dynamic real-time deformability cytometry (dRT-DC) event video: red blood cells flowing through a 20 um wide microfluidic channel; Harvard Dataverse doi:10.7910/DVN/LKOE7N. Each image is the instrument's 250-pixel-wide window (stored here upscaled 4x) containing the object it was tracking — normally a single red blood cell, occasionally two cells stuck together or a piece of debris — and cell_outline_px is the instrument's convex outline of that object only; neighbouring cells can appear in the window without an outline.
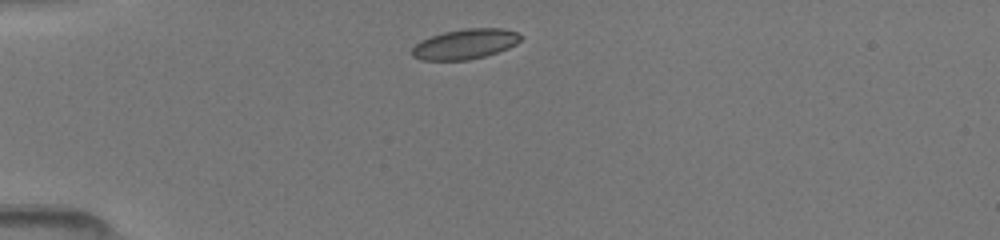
{"species": "common noctule bat (a hibernating species)", "species_latin": "Nyctalus noctula", "temperature_condition": "room temperature", "stored_images_in_passage": 28, "camera_frame_rate_fps": 3000, "um_per_image_px": 0.085, "animal": {"sex": "female", "body_mass_g": 19.5, "forearm_length_mm": 54.1}, "frame": {"image": 1, "passage_image": 1, "time_ms": 0.0, "image_size_px": [1000, 240], "cell_outline_px": [[520, 40], [516, 44], [508, 48], [484, 56], [468, 60], [420, 60], [412, 56], [408, 52], [420, 40], [444, 32], [464, 28], [504, 28], [516, 32], [520, 36]], "centroid_in_image_um": [39.48, 3.75], "position_along_channel_um": 45.5, "area_um2": 19.07}}
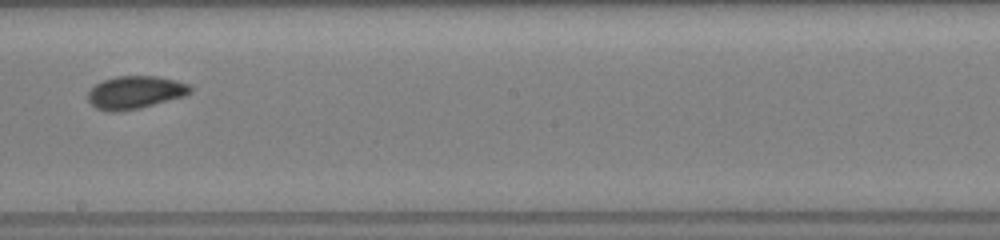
{"frame": {"image": 2, "passage_image": 15, "time_ms": 5.333, "image_size_px": [1000, 240], "cell_outline_px": [[192, 92], [184, 96], [140, 108], [120, 112], [112, 112], [96, 108], [88, 100], [88, 92], [96, 84], [104, 80], [116, 76], [156, 76], [176, 80], [188, 84], [192, 88]], "centroid_in_image_um": [11.5, 7.85], "position_along_channel_um": 236.7, "area_um2": 19.54}}
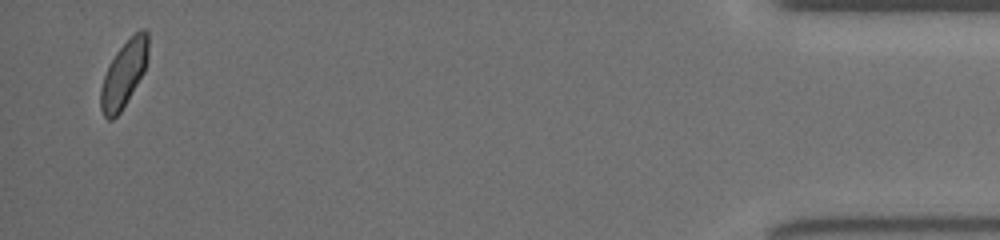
{"frame": {"image": 3, "passage_image": 28, "time_ms": 11.667, "image_size_px": [1000, 240], "cell_outline_px": [[148, 60], [144, 72], [120, 112], [112, 120], [108, 120], [104, 116], [100, 108], [100, 88], [108, 64], [116, 52], [140, 28], [144, 28], [148, 32]], "centroid_in_image_um": [10.53, 6.29], "position_along_channel_um": 424.7, "area_um2": 18.32}}